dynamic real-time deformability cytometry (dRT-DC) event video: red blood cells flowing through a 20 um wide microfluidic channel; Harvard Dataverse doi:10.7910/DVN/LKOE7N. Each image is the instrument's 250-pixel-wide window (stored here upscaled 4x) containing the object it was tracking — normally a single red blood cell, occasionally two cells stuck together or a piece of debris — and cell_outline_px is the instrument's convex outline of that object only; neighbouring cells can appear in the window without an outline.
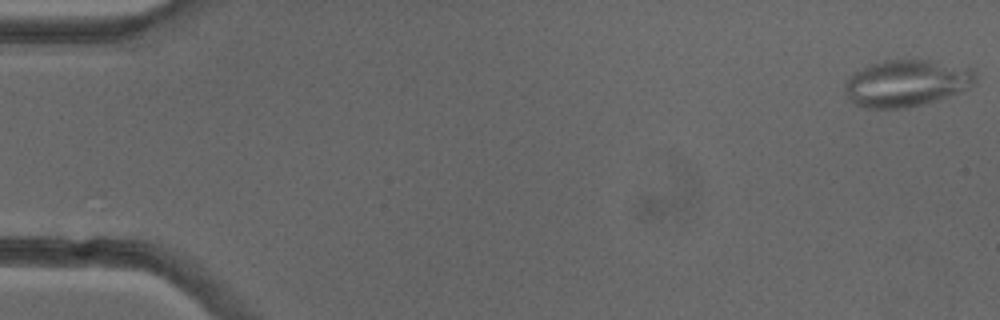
{"species": "common noctule bat (a hibernating species)", "species_latin": "Nyctalus noctula", "temperature_condition": "cold", "stored_images_in_passage": 52, "camera_frame_rate_fps": 3000, "um_per_image_px": 0.085, "animal": {"sex": "female"}, "frame": {"image": 1, "passage_image": 1, "time_ms": 0.0, "image_size_px": [1000, 320], "cell_outline_px": [[976, 84], [960, 92], [948, 96], [908, 108], [864, 108], [848, 100], [844, 88], [844, 84], [852, 72], [868, 64], [884, 60], [928, 60], [976, 68]], "centroid_in_image_um": [77.05, 7.06], "position_along_channel_um": 8.0, "area_um2": 36.07}}
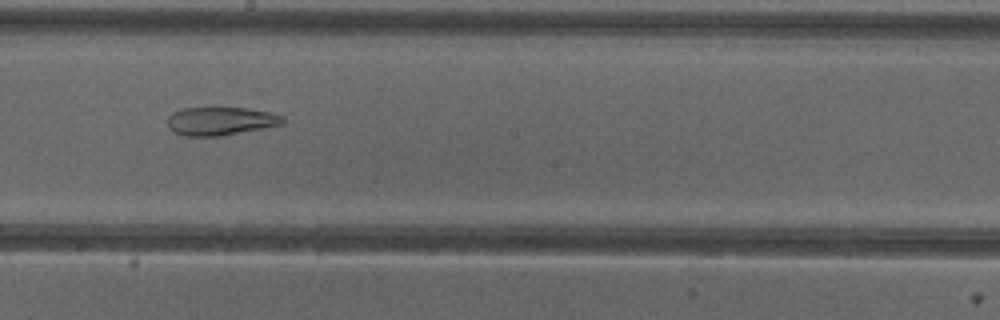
{"frame": {"image": 2, "passage_image": 29, "time_ms": 9.333, "image_size_px": [1000, 320], "cell_outline_px": [[284, 124], [264, 128], [220, 136], [184, 136], [172, 132], [168, 128], [168, 116], [172, 112], [184, 108], [248, 108], [272, 112], [284, 116]], "centroid_in_image_um": [18.75, 10.29], "position_along_channel_um": 229.4, "area_um2": 19.19}}
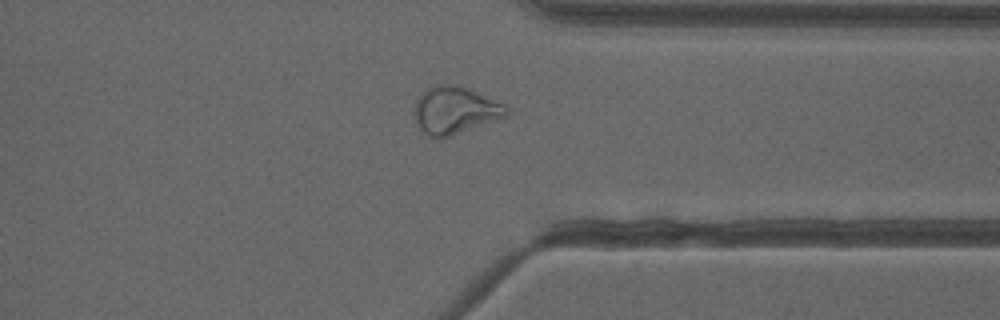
{"frame": {"image": 3, "passage_image": 40, "time_ms": 13.0, "image_size_px": [1000, 320], "cell_outline_px": [[508, 116], [452, 136], [440, 140], [436, 140], [428, 136], [416, 124], [412, 112], [416, 100], [420, 92], [436, 84], [456, 84], [468, 88], [504, 104], [508, 108]], "centroid_in_image_um": [38.62, 9.39], "position_along_channel_um": 372.8, "area_um2": 26.01}, "authors_computed_cell_mechanics": {"area_um2": 27.455, "velocity_mm_per_s": 3.9687, "shape_relaxation_time_tau1_ms": null, "shape_relaxation_time_tau2_ms": 2.982, "deformation_change_tau1": null, "deformation_change_tau2": 0.1043}}